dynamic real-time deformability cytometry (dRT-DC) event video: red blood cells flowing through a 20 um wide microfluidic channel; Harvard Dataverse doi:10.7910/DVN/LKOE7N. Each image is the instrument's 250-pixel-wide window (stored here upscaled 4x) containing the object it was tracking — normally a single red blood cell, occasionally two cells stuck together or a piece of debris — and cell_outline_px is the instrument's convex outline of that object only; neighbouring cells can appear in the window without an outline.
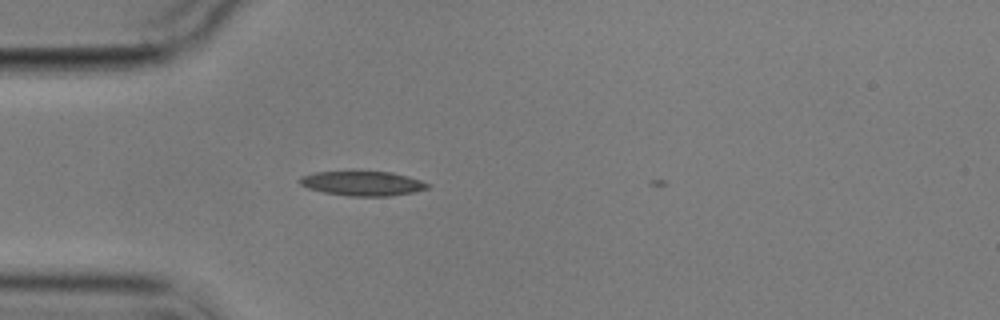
{"species": "common noctule bat (a hibernating species)", "species_latin": "Nyctalus noctula", "temperature_condition": "cold", "stored_images_in_passage": 2, "camera_frame_rate_fps": 3000, "um_per_image_px": 0.085, "animal": {"sex": "male", "body_mass_g": 17.9}, "frame": {"image": 1, "passage_image": 1, "time_ms": 0.0, "image_size_px": [1000, 320], "cell_outline_px": [[432, 184], [428, 188], [412, 192], [388, 196], [348, 196], [324, 192], [308, 188], [300, 184], [300, 176], [316, 172], [392, 172], [408, 176]], "centroid_in_image_um": [30.83, 15.59], "position_along_channel_um": 54.2, "area_um2": 18.09}}